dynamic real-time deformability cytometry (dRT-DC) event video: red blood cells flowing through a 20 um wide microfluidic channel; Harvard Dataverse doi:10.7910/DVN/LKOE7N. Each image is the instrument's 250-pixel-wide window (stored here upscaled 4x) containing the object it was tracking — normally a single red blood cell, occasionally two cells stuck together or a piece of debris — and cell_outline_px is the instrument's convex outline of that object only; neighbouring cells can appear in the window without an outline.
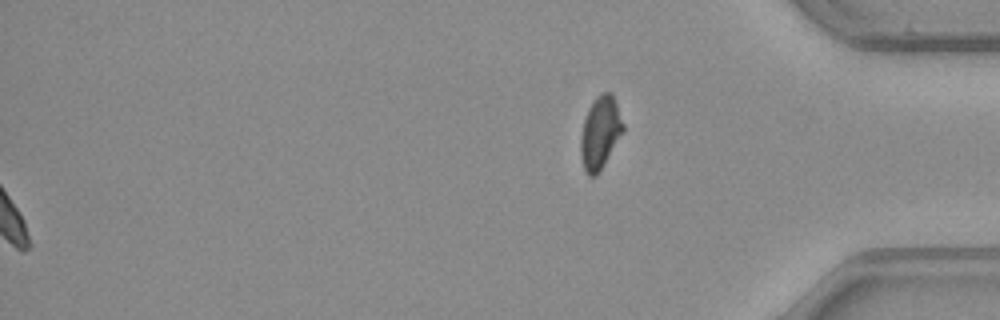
{"species": "common noctule bat (a hibernating species)", "species_latin": "Nyctalus noctula", "temperature_condition": "warm", "stored_images_in_passage": 51, "segment_of_instrument_passage": [2, 2], "camera_frame_rate_fps": 3000, "um_per_image_px": 0.085, "animal": {"sex": "male", "body_mass_g": 23.1, "forearm_length_mm": 52.7}, "frame": {"image": 1, "passage_image": 51, "time_ms": 16.667, "image_size_px": [1000, 320], "cell_outline_px": [[624, 132], [604, 164], [596, 176], [588, 176], [584, 172], [580, 156], [580, 136], [584, 120], [588, 108], [596, 96], [600, 92], [612, 92], [624, 124]], "centroid_in_image_um": [51.01, 11.28], "position_along_channel_um": 384.2, "area_um2": 18.21}}